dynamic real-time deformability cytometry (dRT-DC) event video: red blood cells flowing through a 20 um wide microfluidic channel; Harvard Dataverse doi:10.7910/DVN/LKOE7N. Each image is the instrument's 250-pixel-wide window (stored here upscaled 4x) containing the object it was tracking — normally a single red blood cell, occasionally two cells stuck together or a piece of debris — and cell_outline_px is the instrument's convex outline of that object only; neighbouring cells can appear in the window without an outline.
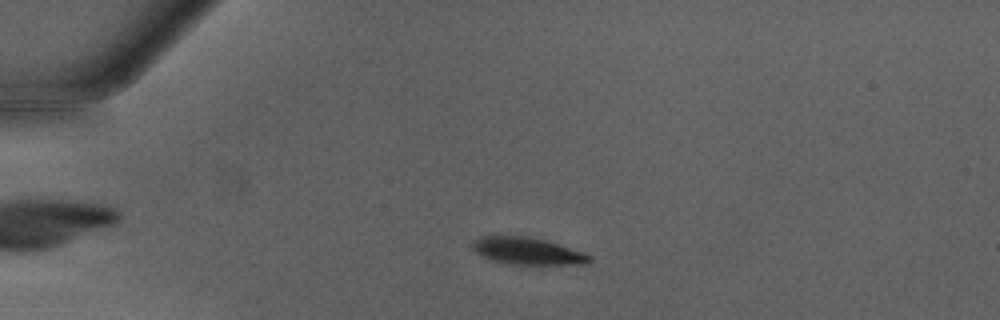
{"species": "Egyptian fruit bat (a non-hibernating species)", "species_latin": "Rousettus aegyptiacus", "temperature_condition": "warm", "stored_images_in_passage": 43, "camera_frame_rate_fps": 3000, "um_per_image_px": 0.085, "animal": {"sex": "male"}, "frame": {"image": 1, "passage_image": 6, "time_ms": 1.667, "image_size_px": [1000, 320], "cell_outline_px": [[592, 260], [588, 264], [508, 264], [488, 260], [476, 252], [472, 248], [472, 240], [484, 236], [528, 236], [548, 240], [584, 252], [592, 256]], "centroid_in_image_um": [44.84, 21.34], "position_along_channel_um": 40.2, "area_um2": 18.73}}
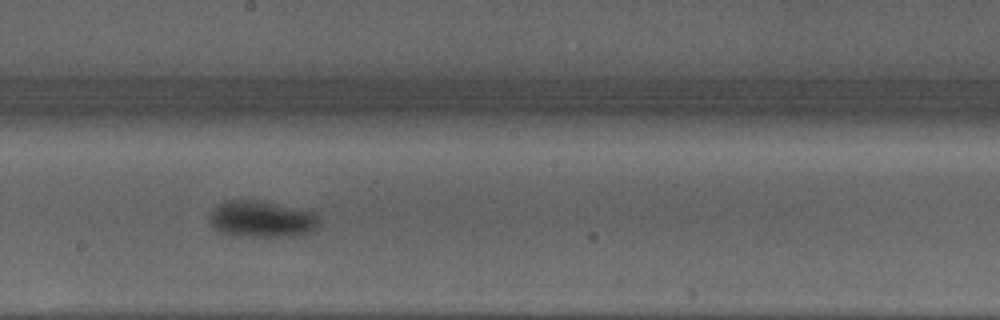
{"frame": {"image": 2, "passage_image": 22, "time_ms": 7.0, "image_size_px": [1000, 320], "cell_outline_px": [[320, 220], [316, 228], [308, 232], [292, 236], [236, 236], [220, 232], [212, 228], [208, 224], [208, 216], [220, 204], [228, 200], [260, 200], [312, 212]], "centroid_in_image_um": [22.18, 18.63], "position_along_channel_um": 226.0, "area_um2": 23.18}}
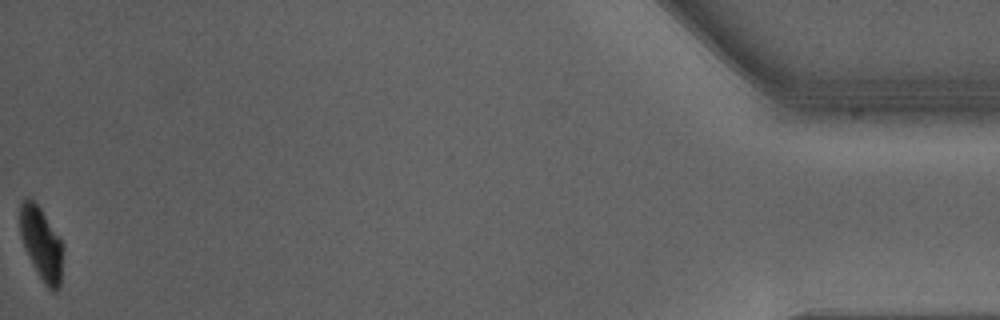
{"frame": {"image": 3, "passage_image": 43, "time_ms": 14.0, "image_size_px": [1000, 320], "cell_outline_px": [[64, 248], [60, 288], [56, 292], [52, 292], [44, 284], [28, 256], [24, 248], [20, 236], [20, 204], [28, 196], [40, 208], [64, 244]], "centroid_in_image_um": [3.54, 20.76], "position_along_channel_um": 431.7, "area_um2": 18.44}, "authors_computed_cell_mechanics": {"area_um2": 22.4842, "velocity_mm_per_s": 4.2622, "shape_relaxation_time_tau1_ms": 2.1959, "shape_relaxation_time_tau2_ms": null, "deformation_change_tau1": 0.1378, "deformation_change_tau2": null}}